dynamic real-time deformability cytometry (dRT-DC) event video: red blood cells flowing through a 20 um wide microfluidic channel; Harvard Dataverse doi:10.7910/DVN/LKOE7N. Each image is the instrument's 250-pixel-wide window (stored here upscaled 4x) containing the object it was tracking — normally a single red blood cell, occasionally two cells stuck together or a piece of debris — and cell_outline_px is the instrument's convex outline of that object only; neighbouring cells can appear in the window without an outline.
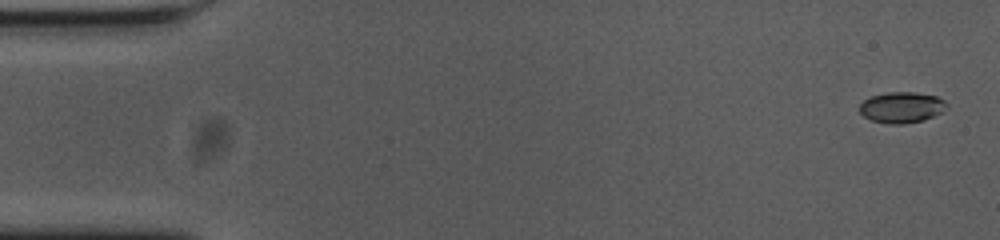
{"species": "common noctule bat (a hibernating species)", "species_latin": "Nyctalus noctula", "temperature_condition": "cold", "stored_images_in_passage": 55, "camera_frame_rate_fps": 3000, "um_per_image_px": 0.085, "animal": {"sex": "female", "body_mass_g": 23.0, "forearm_length_mm": 53.4}, "frame": {"image": 1, "passage_image": 1, "time_ms": 0.0, "image_size_px": [1000, 240], "cell_outline_px": [[948, 108], [944, 112], [924, 120], [904, 124], [888, 124], [872, 120], [864, 116], [860, 112], [860, 104], [864, 100], [872, 96], [888, 92], [916, 92], [936, 96], [944, 100], [948, 104]], "centroid_in_image_um": [76.69, 9.13], "position_along_channel_um": 8.3, "area_um2": 15.84}}
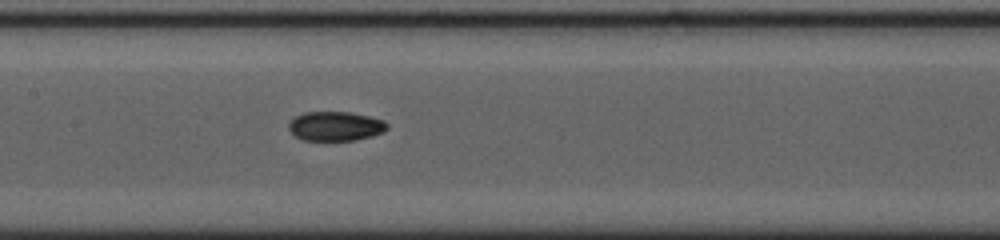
{"frame": {"image": 2, "passage_image": 26, "time_ms": 8.333, "image_size_px": [1000, 240], "cell_outline_px": [[388, 128], [384, 132], [372, 136], [356, 140], [304, 140], [296, 136], [288, 128], [288, 124], [296, 116], [304, 112], [348, 112], [368, 116], [384, 120], [388, 124]], "centroid_in_image_um": [28.54, 10.72], "position_along_channel_um": 178.9, "area_um2": 16.76}}
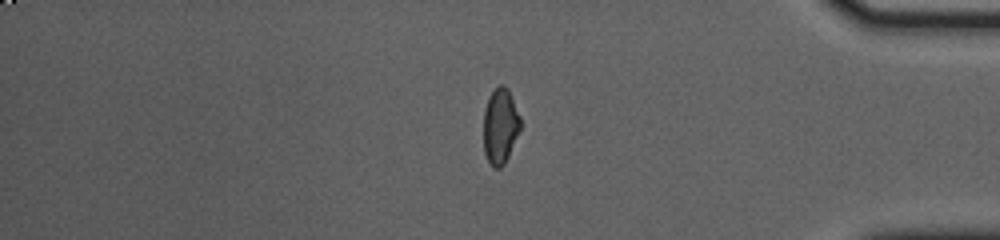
{"frame": {"image": 3, "passage_image": 46, "time_ms": 15.0, "image_size_px": [1000, 240], "cell_outline_px": [[520, 128], [508, 156], [504, 164], [500, 168], [492, 168], [484, 152], [484, 108], [488, 96], [500, 84], [504, 84], [508, 88], [520, 116]], "centroid_in_image_um": [42.51, 10.7], "position_along_channel_um": 392.7, "area_um2": 16.18}}